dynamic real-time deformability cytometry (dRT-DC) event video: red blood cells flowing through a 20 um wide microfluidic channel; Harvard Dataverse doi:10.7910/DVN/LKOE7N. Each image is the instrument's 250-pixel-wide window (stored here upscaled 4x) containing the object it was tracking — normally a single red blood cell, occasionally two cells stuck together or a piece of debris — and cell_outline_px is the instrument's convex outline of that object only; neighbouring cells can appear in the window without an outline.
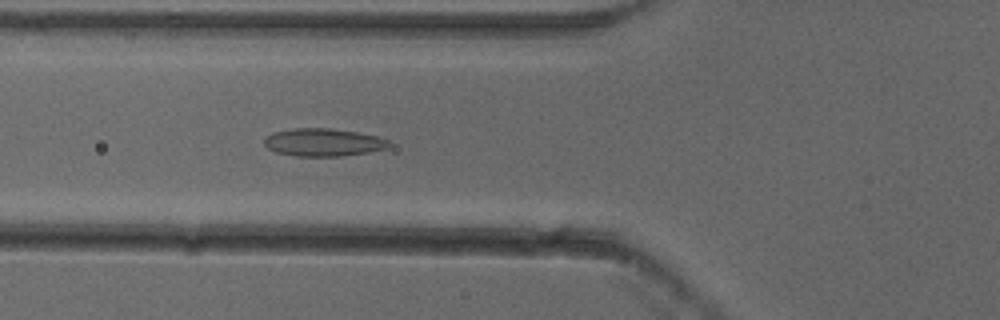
{"species": "common noctule bat (a hibernating species)", "species_latin": "Nyctalus noctula", "temperature_condition": "cold", "stored_images_in_passage": 40, "camera_frame_rate_fps": 3000, "um_per_image_px": 0.085, "animal": {"sex": "female"}, "frame": {"image": 1, "passage_image": 7, "time_ms": 2.0, "image_size_px": [1000, 320], "cell_outline_px": [[392, 144], [388, 148], [368, 152], [340, 156], [296, 156], [276, 152], [268, 148], [264, 144], [264, 140], [272, 132], [296, 128], [332, 128], [356, 132], [376, 136], [388, 140]], "centroid_in_image_um": [27.49, 12.1], "position_along_channel_um": 98.3, "area_um2": 20.11}}
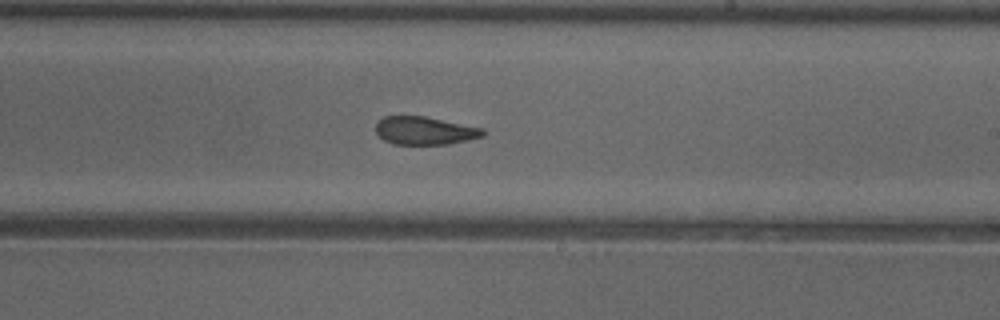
{"frame": {"image": 2, "passage_image": 19, "time_ms": 6.0, "image_size_px": [1000, 320], "cell_outline_px": [[484, 136], [448, 144], [392, 144], [384, 140], [376, 132], [376, 124], [384, 116], [424, 116], [484, 128]], "centroid_in_image_um": [36.1, 11.1], "position_along_channel_um": 252.9, "area_um2": 17.4}}
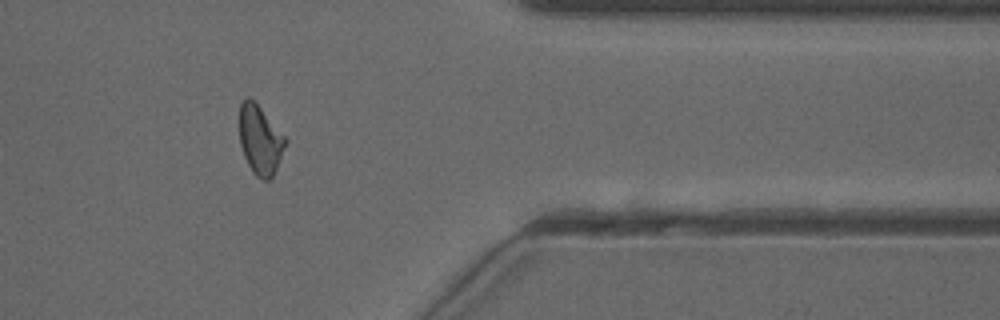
{"frame": {"image": 3, "passage_image": 31, "time_ms": 10.0, "image_size_px": [1000, 320], "cell_outline_px": [[288, 140], [276, 168], [272, 176], [268, 180], [260, 180], [252, 172], [244, 156], [240, 144], [240, 104], [244, 96], [248, 96], [260, 108]], "centroid_in_image_um": [22.1, 11.9], "position_along_channel_um": 389.3, "area_um2": 18.26}, "authors_computed_cell_mechanics": {"area_um2": 18.4671, "velocity_mm_per_s": 3.8458, "shape_relaxation_time_tau1_ms": 5.5295, "shape_relaxation_time_tau2_ms": 2.1416, "deformation_change_tau1": 0.1472, "deformation_change_tau2": 0.0989}}